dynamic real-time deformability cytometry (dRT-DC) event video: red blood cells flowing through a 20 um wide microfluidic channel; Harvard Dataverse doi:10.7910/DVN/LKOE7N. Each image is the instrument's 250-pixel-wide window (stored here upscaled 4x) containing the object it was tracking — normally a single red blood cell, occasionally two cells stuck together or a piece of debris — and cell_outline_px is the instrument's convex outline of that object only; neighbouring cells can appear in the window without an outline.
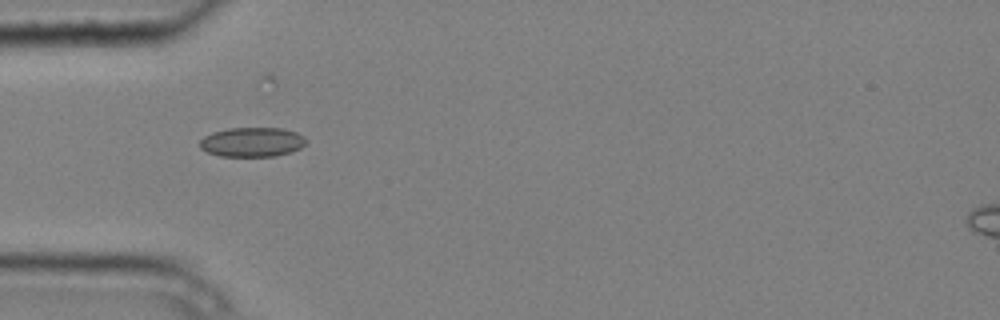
{"species": "common noctule bat (a hibernating species)", "species_latin": "Nyctalus noctula", "temperature_condition": "cold", "stored_images_in_passage": 4, "camera_frame_rate_fps": 3000, "um_per_image_px": 0.085, "animal": {"sex": "male", "body_mass_g": 20.4}, "frame": {"image": 1, "passage_image": 3, "time_ms": 0.667, "image_size_px": [1000, 320], "cell_outline_px": [[308, 140], [300, 148], [292, 152], [276, 156], [220, 156], [208, 152], [200, 148], [200, 140], [204, 136], [212, 132], [228, 128], [280, 128], [296, 132], [304, 136]], "centroid_in_image_um": [21.44, 12.07], "position_along_channel_um": 63.6, "area_um2": 18.32}}